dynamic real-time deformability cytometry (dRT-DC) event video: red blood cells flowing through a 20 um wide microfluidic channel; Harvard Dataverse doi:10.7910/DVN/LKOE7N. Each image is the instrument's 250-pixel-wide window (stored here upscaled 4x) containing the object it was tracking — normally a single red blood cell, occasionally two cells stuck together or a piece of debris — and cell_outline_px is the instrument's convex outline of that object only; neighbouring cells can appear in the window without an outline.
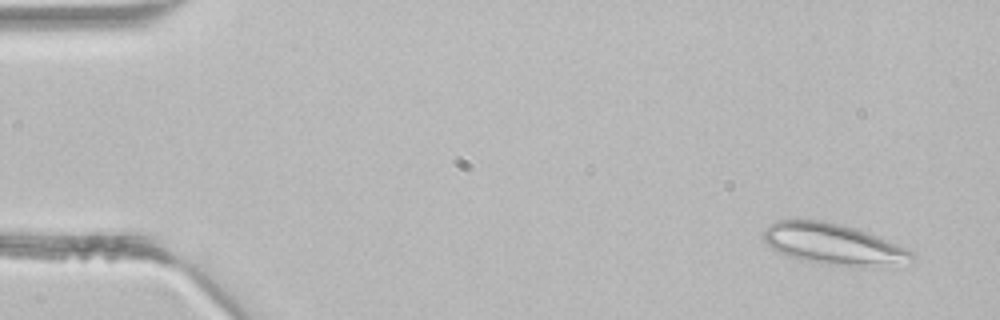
{"species": "common noctule bat (a hibernating species)", "species_latin": "Nyctalus noctula", "temperature_condition": "room temperature", "stored_images_in_passage": 3, "camera_frame_rate_fps": 3000, "um_per_image_px": 0.085, "animal": {"sex": "male", "body_mass_g": 21.5, "forearm_length_mm": 52.0}, "frame": {"image": 1, "passage_image": 1, "time_ms": 0.0, "image_size_px": [1000, 320], "cell_outline_px": [[916, 256], [888, 260], [856, 264], [820, 264], [788, 256], [772, 248], [760, 236], [764, 228], [768, 224], [776, 220], [824, 220], [856, 228], [880, 236], [908, 248]], "centroid_in_image_um": [70.58, 20.64], "position_along_channel_um": 14.4, "area_um2": 33.76}}